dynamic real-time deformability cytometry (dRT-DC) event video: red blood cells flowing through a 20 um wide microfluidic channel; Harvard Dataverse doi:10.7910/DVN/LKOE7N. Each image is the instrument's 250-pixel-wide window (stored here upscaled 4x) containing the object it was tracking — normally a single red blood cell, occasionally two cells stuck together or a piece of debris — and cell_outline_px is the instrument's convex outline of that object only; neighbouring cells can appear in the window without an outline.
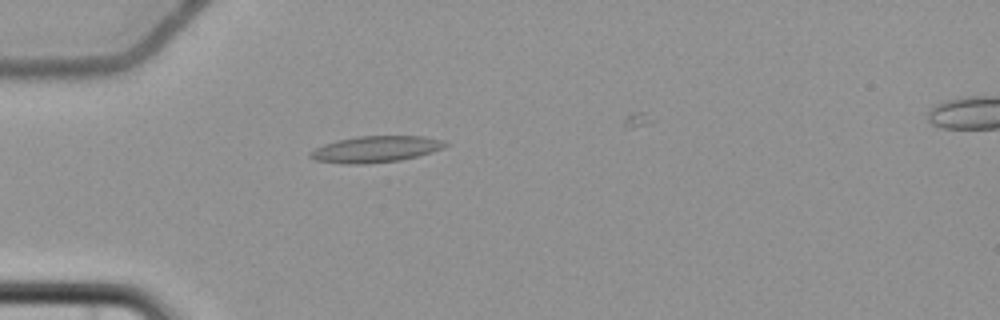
{"species": "common noctule bat (a hibernating species)", "species_latin": "Nyctalus noctula", "temperature_condition": "cold", "stored_images_in_passage": 5, "camera_frame_rate_fps": 3000, "um_per_image_px": 0.085, "animal": {"sex": "female", "body_mass_g": 22.7, "forearm_length_mm": 54.2}, "frame": {"image": 1, "passage_image": 4, "time_ms": 3.667, "image_size_px": [1000, 320], "cell_outline_px": [[448, 144], [444, 148], [432, 152], [400, 160], [364, 164], [344, 164], [316, 160], [308, 156], [308, 152], [324, 144], [336, 140], [356, 136], [424, 136], [444, 140]], "centroid_in_image_um": [31.92, 12.67], "position_along_channel_um": 53.1, "area_um2": 20.81}}